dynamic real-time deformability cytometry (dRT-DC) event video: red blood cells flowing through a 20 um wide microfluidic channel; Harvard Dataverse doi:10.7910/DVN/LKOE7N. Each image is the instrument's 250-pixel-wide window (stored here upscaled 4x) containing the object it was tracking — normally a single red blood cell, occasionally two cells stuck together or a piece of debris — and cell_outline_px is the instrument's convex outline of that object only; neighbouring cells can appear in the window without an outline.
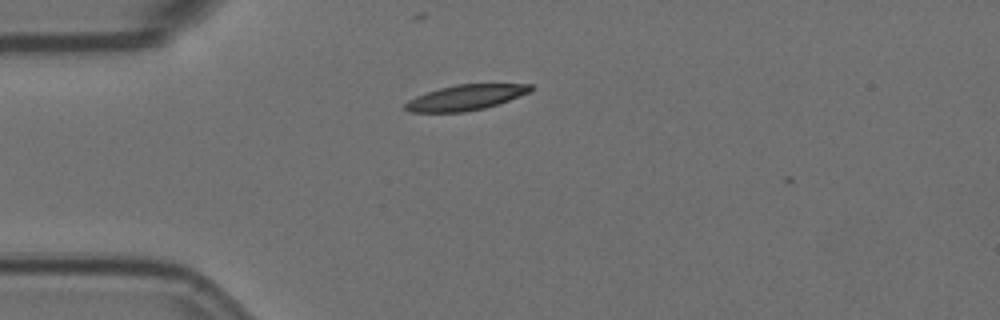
{"species": "Egyptian fruit bat (a non-hibernating species)", "species_latin": "Rousettus aegyptiacus", "temperature_condition": "room temperature", "stored_images_in_passage": 4, "camera_frame_rate_fps": 3000, "um_per_image_px": 0.085, "animal": {"sex": "female"}, "frame": {"image": 1, "passage_image": 3, "time_ms": 0.667, "image_size_px": [1000, 320], "cell_outline_px": [[532, 92], [484, 108], [464, 112], [408, 112], [404, 108], [404, 104], [408, 100], [416, 96], [440, 88], [456, 84], [532, 84]], "centroid_in_image_um": [39.57, 8.29], "position_along_channel_um": 45.4, "area_um2": 18.44}}